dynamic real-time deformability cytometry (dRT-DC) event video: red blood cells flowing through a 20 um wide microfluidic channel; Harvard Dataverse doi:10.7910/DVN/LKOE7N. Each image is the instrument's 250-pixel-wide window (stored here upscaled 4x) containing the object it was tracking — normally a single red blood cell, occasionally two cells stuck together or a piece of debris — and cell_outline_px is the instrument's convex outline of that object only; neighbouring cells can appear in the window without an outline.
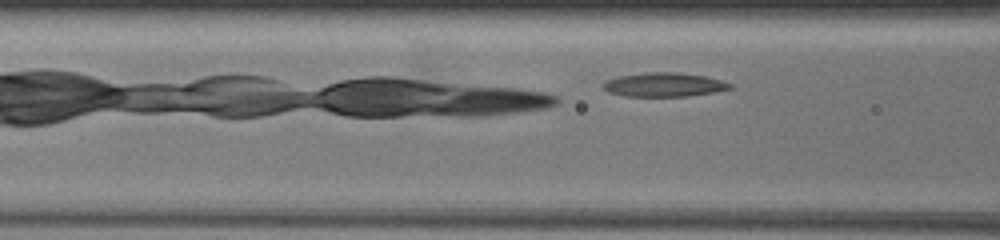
{"species": "common noctule bat (a hibernating species)", "species_latin": "Nyctalus noctula", "temperature_condition": "warm", "stored_images_in_passage": 31, "camera_frame_rate_fps": 3000, "um_per_image_px": 0.085, "animal": {"sex": "female", "body_mass_g": 19.5, "forearm_length_mm": 54.1}, "frame": {"image": 1, "passage_image": 5, "time_ms": 1.0, "image_size_px": [1000, 240], "cell_outline_px": [[732, 88], [712, 92], [688, 96], [624, 96], [608, 92], [604, 88], [604, 84], [608, 80], [620, 76], [644, 72], [676, 72], [704, 76], [720, 80], [732, 84]], "centroid_in_image_um": [56.44, 7.2], "position_along_channel_um": 110.2, "area_um2": 17.46}}
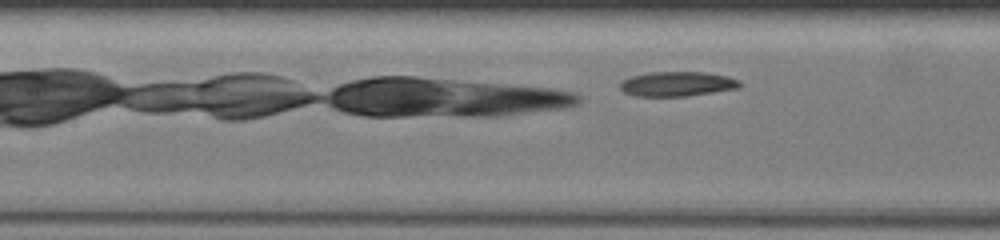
{"frame": {"image": 2, "passage_image": 9, "time_ms": 2.0, "image_size_px": [1000, 240], "cell_outline_px": [[740, 88], [684, 96], [636, 96], [624, 92], [620, 88], [620, 84], [624, 80], [632, 76], [648, 72], [704, 72], [728, 76], [740, 80]], "centroid_in_image_um": [57.58, 7.13], "position_along_channel_um": 149.8, "area_um2": 17.11}}